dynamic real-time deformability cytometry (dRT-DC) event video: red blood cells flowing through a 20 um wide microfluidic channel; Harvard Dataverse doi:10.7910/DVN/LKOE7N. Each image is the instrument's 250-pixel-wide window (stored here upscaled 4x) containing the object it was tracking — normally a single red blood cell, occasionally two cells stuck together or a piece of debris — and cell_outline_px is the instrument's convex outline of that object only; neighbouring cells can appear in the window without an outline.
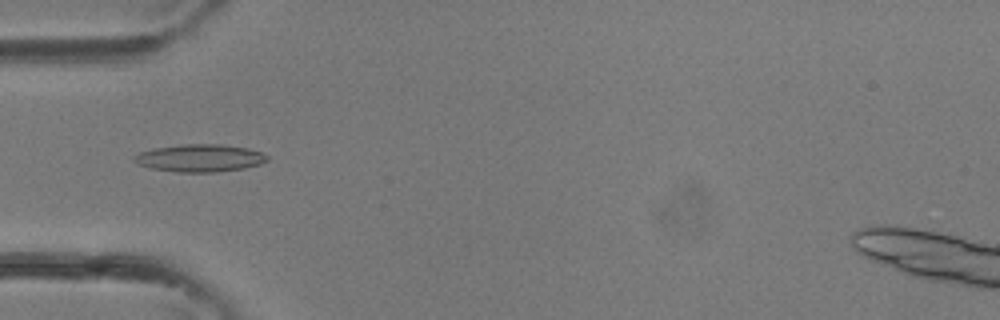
{"species": "common noctule bat (a hibernating species)", "species_latin": "Nyctalus noctula", "temperature_condition": "room temperature", "stored_images_in_passage": 14, "camera_frame_rate_fps": 3000, "um_per_image_px": 0.085, "animal": {"sex": "female"}, "frame": {"image": 1, "passage_image": 6, "time_ms": 1.667, "image_size_px": [1000, 320], "cell_outline_px": [[268, 160], [260, 164], [244, 168], [216, 172], [176, 172], [152, 168], [140, 164], [132, 160], [132, 156], [140, 152], [152, 148], [184, 144], [224, 144], [248, 148], [260, 152], [268, 156]], "centroid_in_image_um": [16.98, 13.43], "position_along_channel_um": 68.0, "area_um2": 21.39}}
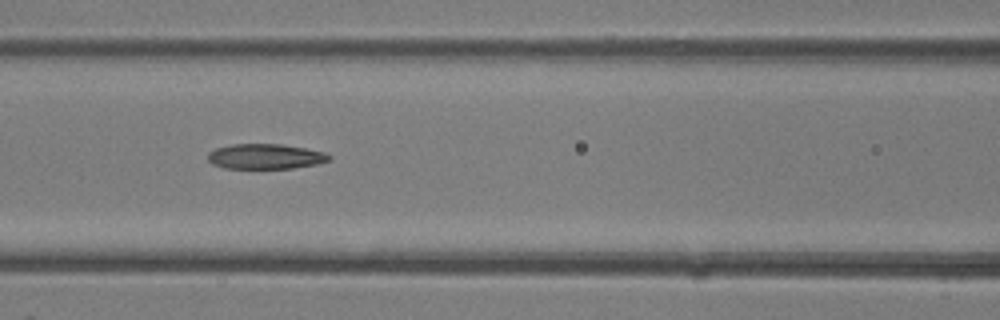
{"frame": {"image": 2, "passage_image": 10, "time_ms": 3.0, "image_size_px": [1000, 320], "cell_outline_px": [[332, 160], [316, 164], [292, 168], [224, 168], [212, 164], [208, 160], [208, 152], [216, 148], [232, 144], [280, 144], [304, 148], [324, 152], [332, 156]], "centroid_in_image_um": [22.56, 13.3], "position_along_channel_um": 144.0, "area_um2": 17.74}}
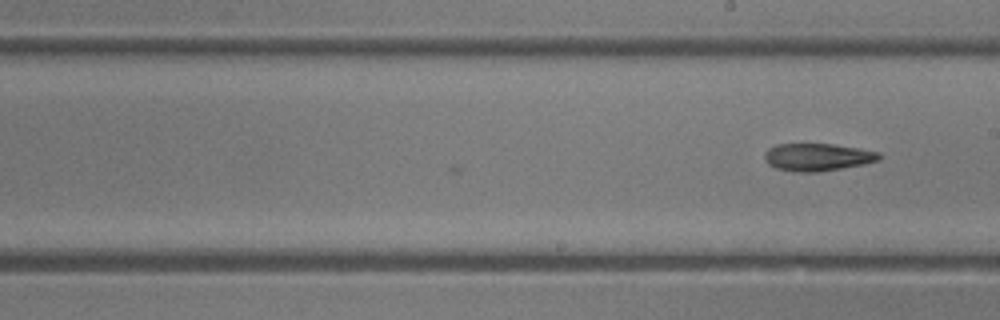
{"frame": {"image": 3, "passage_image": 14, "time_ms": 4.333, "image_size_px": [1000, 320], "cell_outline_px": [[880, 160], [864, 164], [820, 172], [792, 172], [776, 168], [768, 164], [764, 160], [764, 156], [768, 148], [776, 144], [832, 144], [880, 152]], "centroid_in_image_um": [69.46, 13.36], "position_along_channel_um": 219.5, "area_um2": 18.44}}